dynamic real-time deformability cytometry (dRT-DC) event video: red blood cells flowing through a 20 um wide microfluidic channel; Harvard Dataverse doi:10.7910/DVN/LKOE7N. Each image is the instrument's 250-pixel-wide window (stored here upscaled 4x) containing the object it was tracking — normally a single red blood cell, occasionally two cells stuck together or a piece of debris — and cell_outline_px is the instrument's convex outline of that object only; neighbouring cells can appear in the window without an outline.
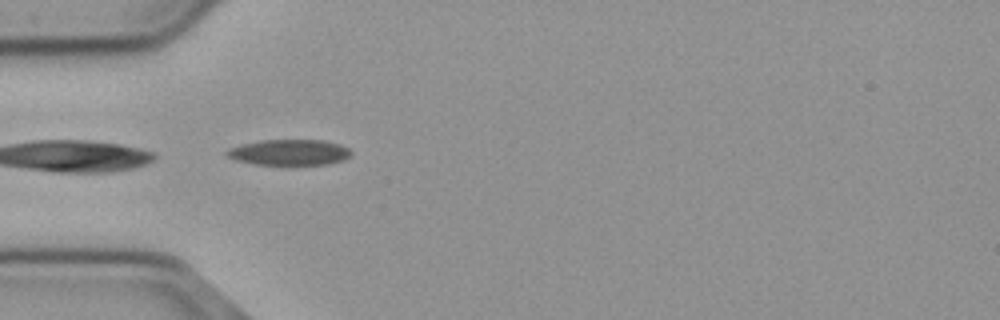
{"species": "common noctule bat (a hibernating species)", "species_latin": "Nyctalus noctula", "temperature_condition": "cold", "stored_images_in_passage": 13, "camera_frame_rate_fps": 3000, "um_per_image_px": 0.085, "animal": {"sex": "male", "body_mass_g": 23.1, "forearm_length_mm": 52.7}, "frame": {"image": 1, "passage_image": 1, "time_ms": 0.0, "image_size_px": [1000, 320], "cell_outline_px": [[352, 156], [344, 160], [328, 164], [288, 168], [252, 164], [236, 160], [228, 156], [224, 152], [228, 148], [240, 144], [260, 140], [324, 140], [340, 144], [348, 148], [352, 152]], "centroid_in_image_um": [24.6, 13.0], "position_along_channel_um": 60.4, "area_um2": 19.88}}
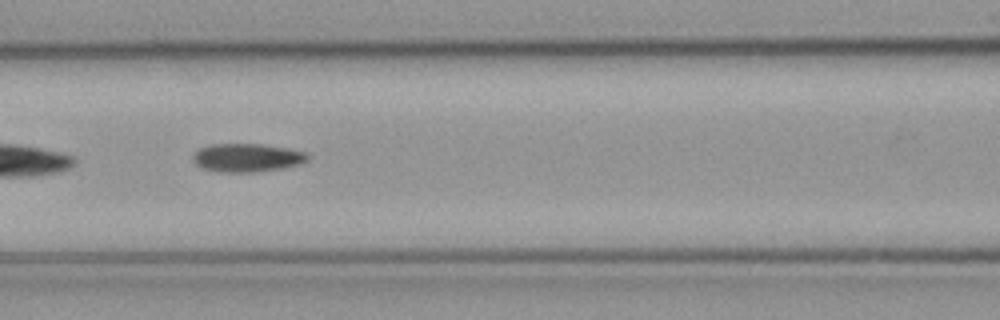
{"frame": {"image": 2, "passage_image": 8, "time_ms": 2.333, "image_size_px": [1000, 320], "cell_outline_px": [[308, 160], [296, 164], [280, 168], [252, 172], [220, 172], [204, 168], [196, 164], [192, 160], [192, 156], [200, 148], [212, 144], [264, 144], [288, 148], [304, 152], [308, 156]], "centroid_in_image_um": [20.96, 13.39], "position_along_channel_um": 145.6, "area_um2": 18.67}}